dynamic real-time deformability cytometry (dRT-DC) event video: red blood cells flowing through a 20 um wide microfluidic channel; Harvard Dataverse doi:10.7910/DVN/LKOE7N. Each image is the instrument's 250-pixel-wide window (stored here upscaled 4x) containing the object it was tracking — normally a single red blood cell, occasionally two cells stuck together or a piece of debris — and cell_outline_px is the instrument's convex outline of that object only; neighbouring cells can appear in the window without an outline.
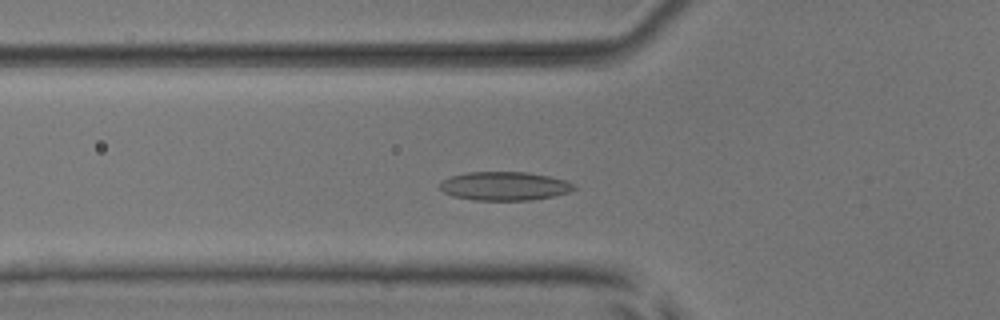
{"species": "common noctule bat (a hibernating species)", "species_latin": "Nyctalus noctula", "temperature_condition": "room temperature", "stored_images_in_passage": 39, "camera_frame_rate_fps": 3000, "um_per_image_px": 0.085, "animal": {"sex": "male", "body_mass_g": 17.9, "forearm_length_mm": 54.2}, "frame": {"image": 1, "passage_image": 5, "time_ms": 1.333, "image_size_px": [1000, 320], "cell_outline_px": [[576, 188], [568, 192], [552, 196], [532, 200], [476, 200], [452, 196], [444, 192], [440, 188], [440, 184], [444, 180], [452, 176], [468, 172], [524, 172], [548, 176], [564, 180], [576, 184]], "centroid_in_image_um": [42.89, 15.82], "position_along_channel_um": 82.9, "area_um2": 22.2}}
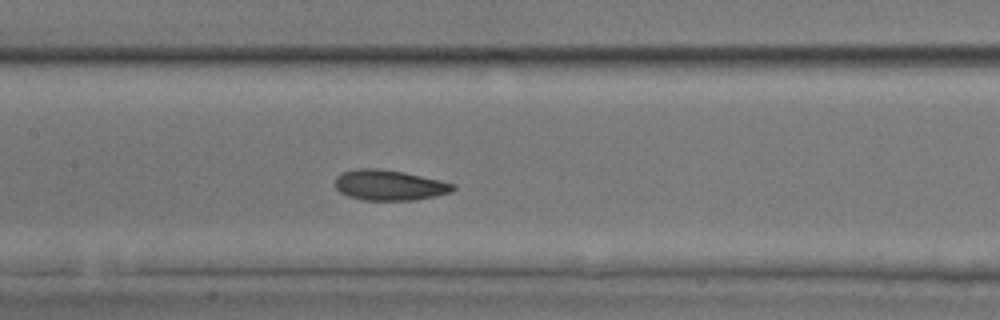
{"frame": {"image": 2, "passage_image": 12, "time_ms": 3.667, "image_size_px": [1000, 320], "cell_outline_px": [[456, 188], [452, 192], [436, 196], [412, 200], [364, 200], [348, 196], [340, 192], [336, 188], [336, 176], [344, 172], [360, 168], [376, 168], [404, 172], [440, 180], [456, 184]], "centroid_in_image_um": [33.13, 15.74], "position_along_channel_um": 174.3, "area_um2": 20.87}}
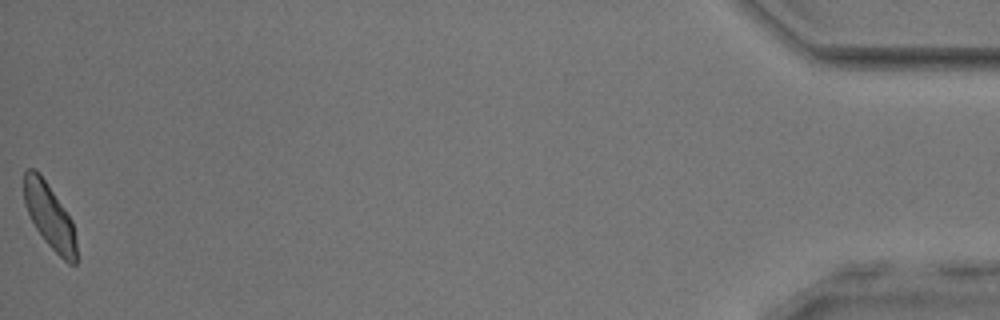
{"frame": {"image": 3, "passage_image": 39, "time_ms": 12.667, "image_size_px": [1000, 320], "cell_outline_px": [[76, 264], [68, 264], [44, 240], [36, 228], [24, 204], [24, 172], [28, 168], [36, 168], [40, 172], [72, 220], [76, 244]], "centroid_in_image_um": [4.2, 18.34], "position_along_channel_um": 431.0, "area_um2": 19.65}, "authors_computed_cell_mechanics": {"area_um2": 20.4612, "velocity_mm_per_s": 3.9097, "shape_relaxation_time_tau1_ms": 3.4621, "shape_relaxation_time_tau2_ms": 4.3659, "deformation_change_tau1": 0.0923, "deformation_change_tau2": 0.0955}}